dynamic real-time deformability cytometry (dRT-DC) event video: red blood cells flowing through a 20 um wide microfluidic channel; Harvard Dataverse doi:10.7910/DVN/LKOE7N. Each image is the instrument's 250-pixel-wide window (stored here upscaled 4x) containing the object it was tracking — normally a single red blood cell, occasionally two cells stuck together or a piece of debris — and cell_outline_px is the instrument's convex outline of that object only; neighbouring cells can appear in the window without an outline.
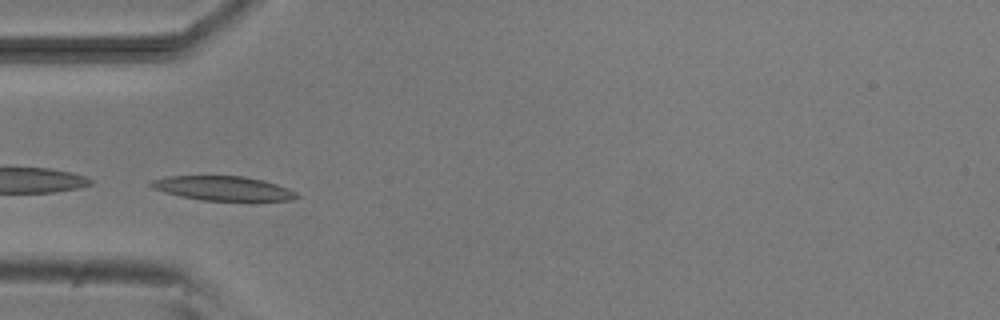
{"species": "common noctule bat (a hibernating species)", "species_latin": "Nyctalus noctula", "temperature_condition": "room temperature", "stored_images_in_passage": 10, "camera_frame_rate_fps": 3000, "um_per_image_px": 0.085, "animal": {"sex": "male", "body_mass_g": 20.5, "forearm_length_mm": 52.5}, "frame": {"image": 1, "passage_image": 4, "time_ms": 4.333, "image_size_px": [1000, 320], "cell_outline_px": [[300, 196], [292, 200], [204, 200], [180, 196], [152, 188], [148, 184], [152, 180], [164, 176], [244, 176], [264, 180], [288, 188], [296, 192]], "centroid_in_image_um": [18.95, 15.99], "position_along_channel_um": 66.1, "area_um2": 20.52}}
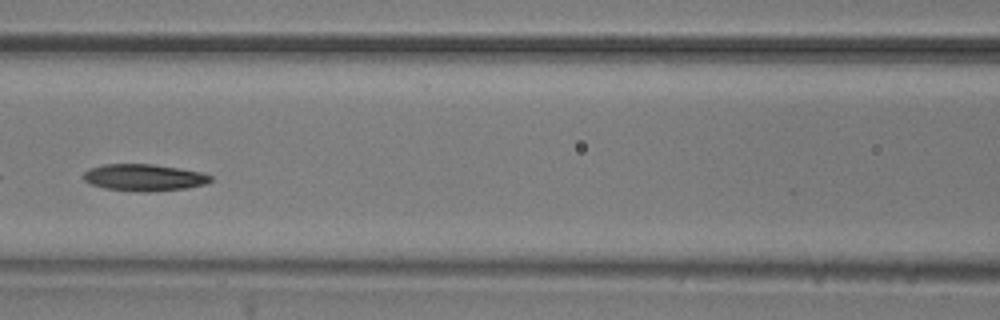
{"frame": {"image": 2, "passage_image": 6, "time_ms": 6.667, "image_size_px": [1000, 320], "cell_outline_px": [[212, 180], [204, 184], [188, 188], [148, 192], [140, 192], [104, 188], [92, 184], [84, 180], [84, 172], [88, 168], [104, 164], [152, 164], [180, 168], [204, 172], [212, 176]], "centroid_in_image_um": [12.27, 15.08], "position_along_channel_um": 154.3, "area_um2": 20.0}}
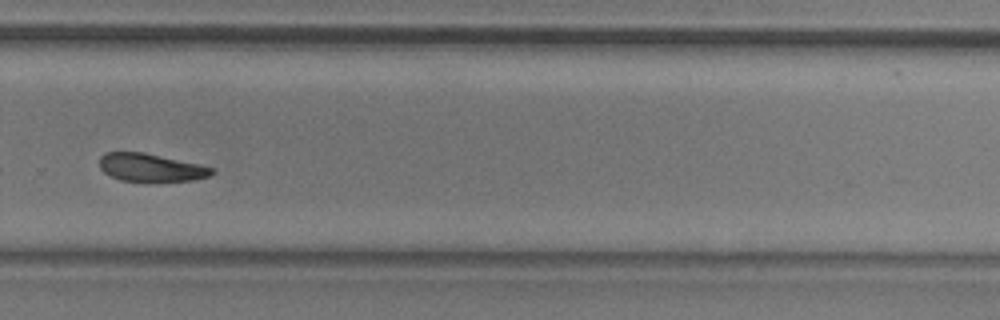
{"frame": {"image": 3, "passage_image": 10, "time_ms": 11.0, "image_size_px": [1000, 320], "cell_outline_px": [[216, 172], [208, 176], [196, 180], [148, 184], [120, 180], [104, 172], [100, 168], [100, 156], [104, 152], [144, 152], [200, 164], [216, 168]], "centroid_in_image_um": [12.87, 14.28], "position_along_channel_um": 316.9, "area_um2": 19.19}}